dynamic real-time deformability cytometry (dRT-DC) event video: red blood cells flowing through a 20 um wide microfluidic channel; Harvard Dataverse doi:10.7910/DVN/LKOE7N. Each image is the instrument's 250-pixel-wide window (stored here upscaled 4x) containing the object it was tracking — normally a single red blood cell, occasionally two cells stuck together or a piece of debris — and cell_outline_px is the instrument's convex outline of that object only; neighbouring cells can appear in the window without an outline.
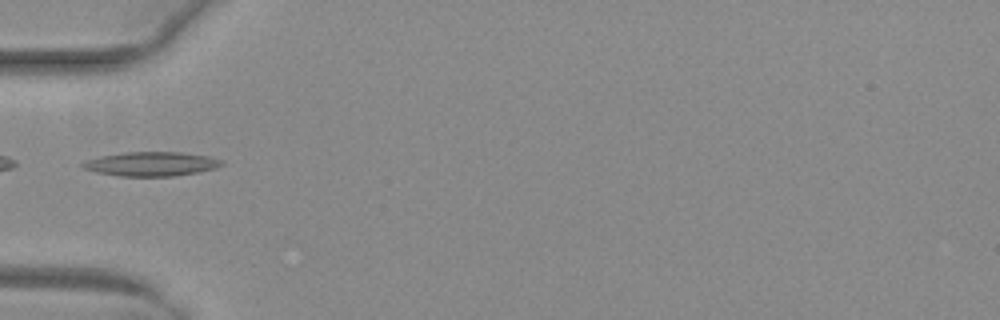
{"species": "common noctule bat (a hibernating species)", "species_latin": "Nyctalus noctula", "temperature_condition": "warm", "stored_images_in_passage": 33, "camera_frame_rate_fps": 3000, "um_per_image_px": 0.085, "animal": {"sex": "female", "body_mass_g": 29.2, "forearm_length_mm": 56.3}, "frame": {"image": 1, "passage_image": 1, "time_ms": 0.0, "image_size_px": [1000, 320], "cell_outline_px": [[224, 164], [216, 168], [200, 172], [176, 176], [120, 176], [96, 172], [84, 168], [80, 164], [88, 160], [100, 156], [124, 152], [180, 152], [208, 156], [224, 160]], "centroid_in_image_um": [12.91, 13.93], "position_along_channel_um": 72.1, "area_um2": 19.65}}
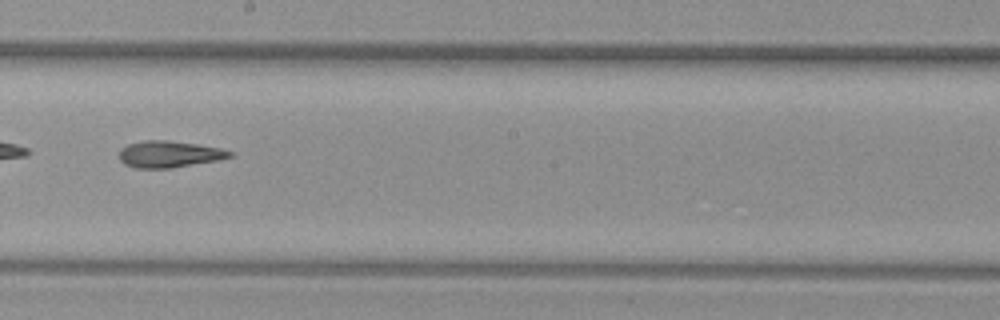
{"frame": {"image": 2, "passage_image": 13, "time_ms": 4.0, "image_size_px": [1000, 320], "cell_outline_px": [[232, 156], [216, 160], [172, 168], [136, 168], [124, 164], [120, 160], [120, 148], [128, 144], [144, 140], [168, 140], [196, 144], [220, 148], [232, 152]], "centroid_in_image_um": [14.33, 13.1], "position_along_channel_um": 233.9, "area_um2": 16.99}}
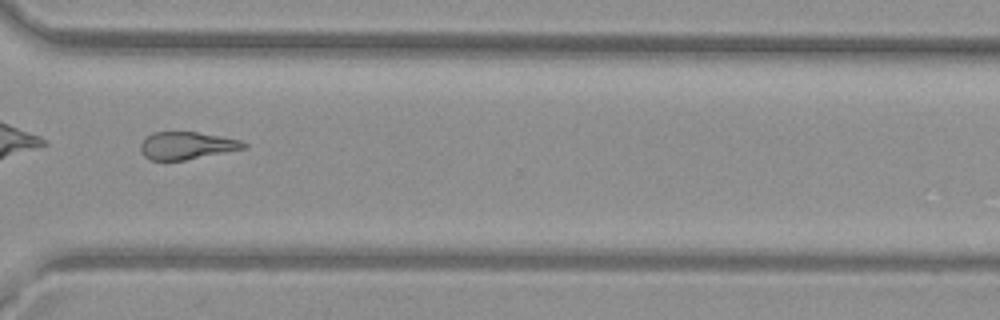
{"frame": {"image": 3, "passage_image": 22, "time_ms": 7.0, "image_size_px": [1000, 320], "cell_outline_px": [[248, 148], [184, 160], [152, 160], [144, 156], [140, 152], [140, 144], [152, 132], [196, 132], [220, 136], [240, 140], [248, 144]], "centroid_in_image_um": [15.88, 12.37], "position_along_channel_um": 354.7, "area_um2": 16.47}, "authors_computed_cell_mechanics": {"area_um2": 17.4556, "velocity_mm_per_s": 4.0393, "shape_relaxation_time_tau1_ms": null, "shape_relaxation_time_tau2_ms": 7.5976, "deformation_change_tau1": null, "deformation_change_tau2": 0.2118}}